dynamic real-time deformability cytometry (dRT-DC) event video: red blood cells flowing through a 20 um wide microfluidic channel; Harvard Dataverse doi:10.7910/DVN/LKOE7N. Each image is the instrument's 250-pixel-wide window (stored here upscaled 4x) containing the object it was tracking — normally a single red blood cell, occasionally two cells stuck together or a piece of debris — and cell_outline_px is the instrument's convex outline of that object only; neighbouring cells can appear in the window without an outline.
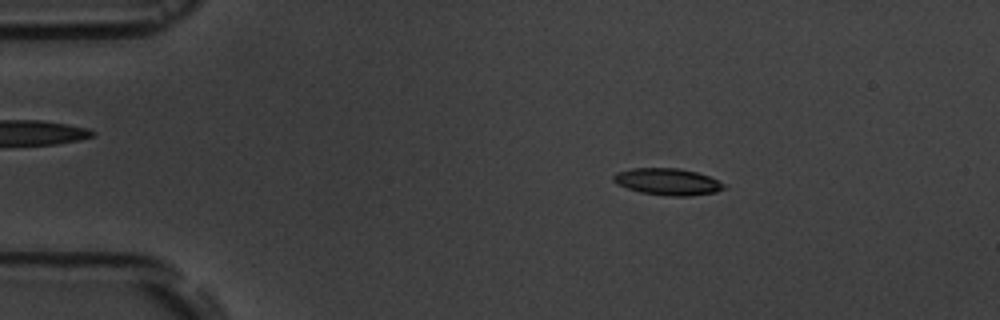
{"species": "common noctule bat (a hibernating species)", "species_latin": "Nyctalus noctula", "temperature_condition": "room temperature", "stored_images_in_passage": 5, "segment_of_instrument_passage": [1, 2], "camera_frame_rate_fps": 3000, "um_per_image_px": 0.085, "animal": {"sex": "male", "body_mass_g": 19.5, "forearm_length_mm": 54.6}, "frame": {"image": 1, "passage_image": 2, "time_ms": 1.667, "image_size_px": [1000, 320], "cell_outline_px": [[728, 188], [716, 192], [688, 196], [668, 196], [640, 192], [616, 184], [612, 180], [612, 176], [616, 172], [632, 168], [676, 168], [696, 172], [708, 176], [724, 184]], "centroid_in_image_um": [56.72, 15.45], "position_along_channel_um": 28.3, "area_um2": 17.22}}